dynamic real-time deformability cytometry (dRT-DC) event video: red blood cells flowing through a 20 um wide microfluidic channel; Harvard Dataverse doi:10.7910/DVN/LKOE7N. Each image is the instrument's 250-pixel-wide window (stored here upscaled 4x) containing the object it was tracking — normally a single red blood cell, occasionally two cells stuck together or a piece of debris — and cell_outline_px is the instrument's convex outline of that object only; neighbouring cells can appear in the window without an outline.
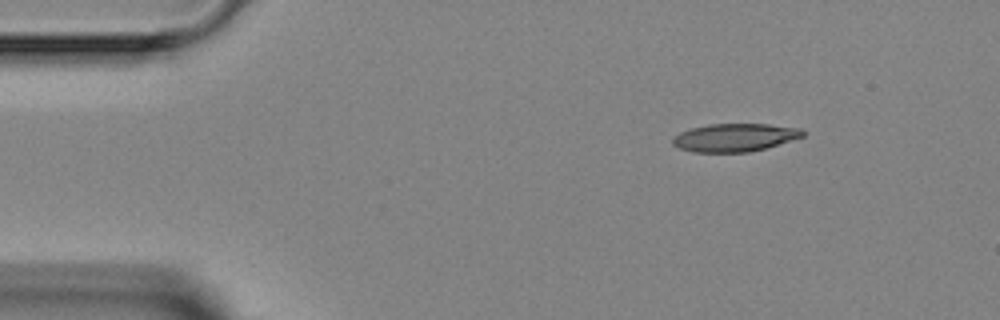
{"species": "Egyptian fruit bat (a non-hibernating species)", "species_latin": "Rousettus aegyptiacus", "temperature_condition": "room temperature", "stored_images_in_passage": 3, "segment_of_instrument_passage": [1, 2], "camera_frame_rate_fps": 3000, "um_per_image_px": 0.085, "animal": {"sex": "female"}, "frame": {"image": 1, "passage_image": 1, "time_ms": 0.0, "image_size_px": [1000, 320], "cell_outline_px": [[804, 136], [764, 148], [748, 152], [696, 152], [680, 148], [672, 144], [672, 140], [680, 132], [692, 128], [708, 124], [768, 124], [800, 128], [804, 132]], "centroid_in_image_um": [62.44, 11.68], "position_along_channel_um": 22.6, "area_um2": 20.92}}